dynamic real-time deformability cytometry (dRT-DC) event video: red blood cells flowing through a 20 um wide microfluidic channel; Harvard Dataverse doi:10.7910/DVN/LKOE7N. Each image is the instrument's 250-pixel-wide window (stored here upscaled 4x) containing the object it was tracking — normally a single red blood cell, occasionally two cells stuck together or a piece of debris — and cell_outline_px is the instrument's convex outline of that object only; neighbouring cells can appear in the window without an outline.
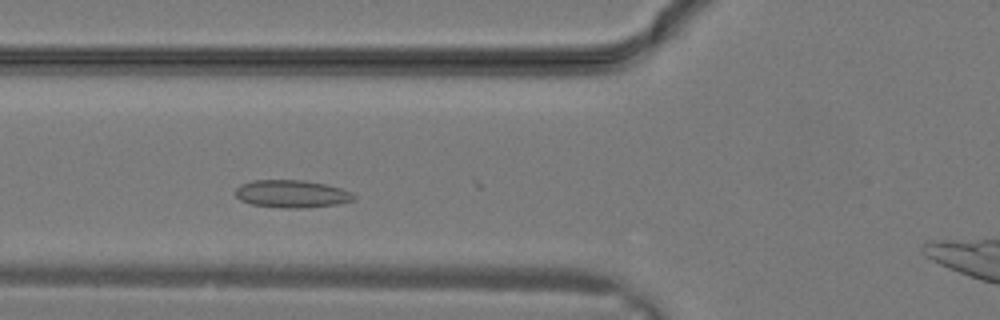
{"species": "common noctule bat (a hibernating species)", "species_latin": "Nyctalus noctula", "temperature_condition": "warm", "stored_images_in_passage": 21, "camera_frame_rate_fps": 3000, "um_per_image_px": 0.085, "animal": {"sex": "male", "body_mass_g": 19.2, "forearm_length_mm": 51.8}, "frame": {"image": 1, "passage_image": 5, "time_ms": 1.333, "image_size_px": [1000, 320], "cell_outline_px": [[356, 196], [352, 200], [336, 204], [300, 208], [280, 208], [252, 204], [240, 200], [236, 196], [236, 188], [240, 184], [252, 180], [304, 180], [324, 184], [340, 188], [352, 192]], "centroid_in_image_um": [24.77, 16.47], "position_along_channel_um": 101.0, "area_um2": 18.96}}
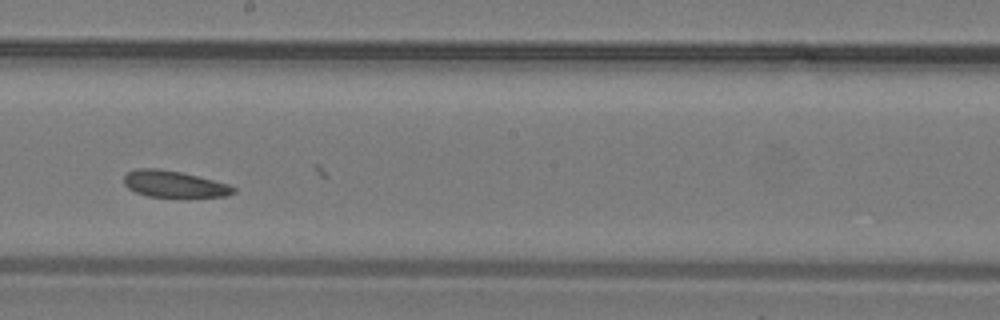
{"frame": {"image": 2, "passage_image": 11, "time_ms": 3.333, "image_size_px": [1000, 320], "cell_outline_px": [[236, 192], [228, 196], [188, 200], [148, 196], [136, 192], [128, 188], [124, 184], [124, 176], [128, 172], [140, 168], [160, 168], [180, 172], [228, 184], [236, 188]], "centroid_in_image_um": [14.86, 15.71], "position_along_channel_um": 233.3, "area_um2": 17.74}}
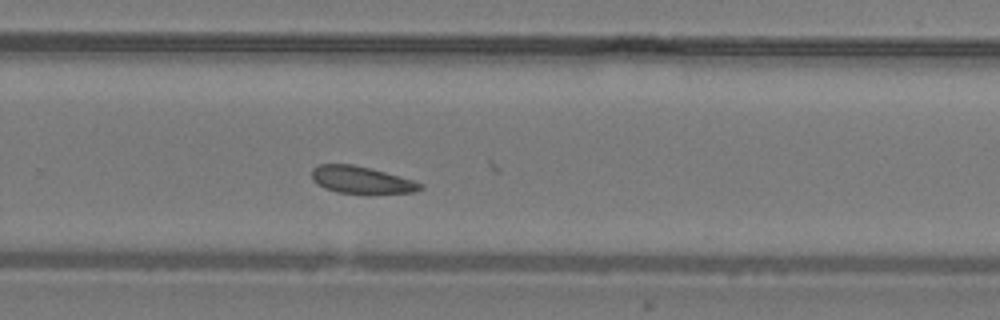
{"frame": {"image": 3, "passage_image": 14, "time_ms": 4.333, "image_size_px": [1000, 320], "cell_outline_px": [[424, 188], [416, 192], [368, 196], [336, 192], [324, 188], [316, 184], [312, 180], [312, 168], [316, 164], [352, 164], [384, 172], [412, 180], [424, 184]], "centroid_in_image_um": [30.72, 15.35], "position_along_channel_um": 299.1, "area_um2": 17.92}}